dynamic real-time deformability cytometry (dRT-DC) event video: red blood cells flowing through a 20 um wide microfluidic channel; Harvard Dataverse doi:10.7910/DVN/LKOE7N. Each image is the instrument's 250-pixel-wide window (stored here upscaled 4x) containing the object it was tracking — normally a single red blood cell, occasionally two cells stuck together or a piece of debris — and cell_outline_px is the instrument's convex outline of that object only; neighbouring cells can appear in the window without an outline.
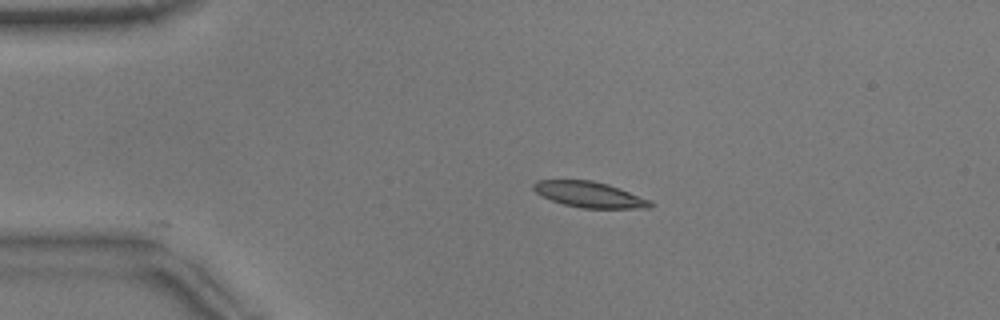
{"species": "common noctule bat (a hibernating species)", "species_latin": "Nyctalus noctula", "temperature_condition": "warm", "stored_images_in_passage": 43, "camera_frame_rate_fps": 3000, "um_per_image_px": 0.085, "animal": {"sex": "male", "body_mass_g": 17.9}, "frame": {"image": 1, "passage_image": 1, "time_ms": 0.0, "image_size_px": [1000, 320], "cell_outline_px": [[656, 204], [652, 208], [580, 208], [564, 204], [552, 200], [536, 192], [532, 188], [532, 184], [536, 180], [592, 180], [608, 184], [620, 188], [648, 200]], "centroid_in_image_um": [50.11, 16.53], "position_along_channel_um": 34.9, "area_um2": 17.46}}
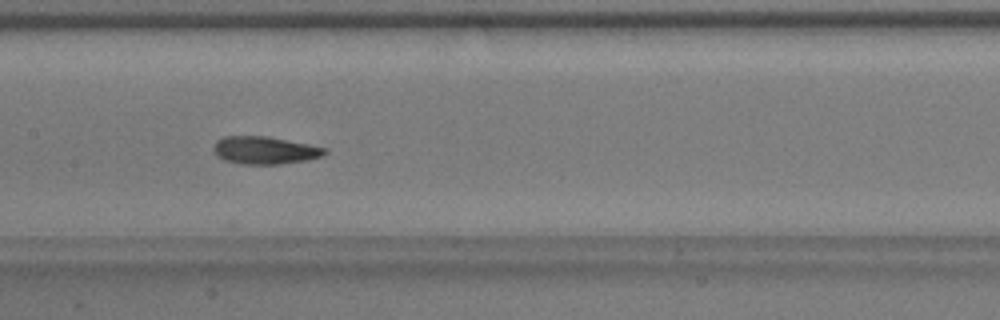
{"frame": {"image": 2, "passage_image": 16, "time_ms": 5.0, "image_size_px": [1000, 320], "cell_outline_px": [[328, 152], [324, 156], [308, 160], [280, 164], [240, 164], [224, 160], [216, 156], [212, 152], [212, 148], [216, 140], [224, 136], [268, 136], [328, 148]], "centroid_in_image_um": [22.5, 12.77], "position_along_channel_um": 184.9, "area_um2": 18.26}}
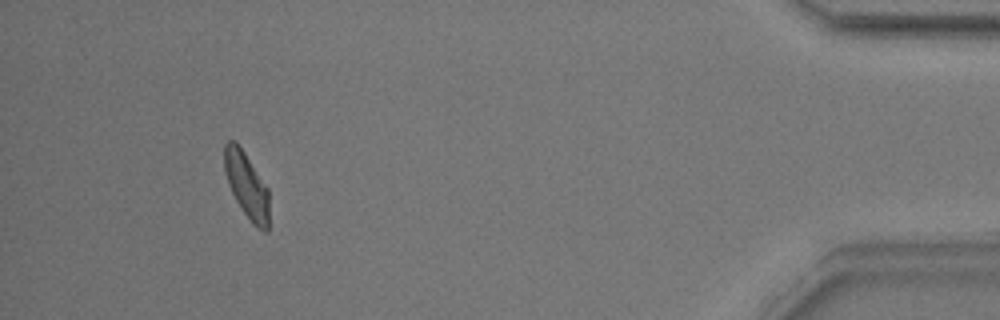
{"frame": {"image": 3, "passage_image": 39, "time_ms": 12.667, "image_size_px": [1000, 320], "cell_outline_px": [[268, 232], [264, 232], [256, 228], [252, 224], [236, 200], [228, 184], [224, 172], [224, 144], [228, 140], [236, 140], [268, 188]], "centroid_in_image_um": [20.95, 15.75], "position_along_channel_um": 414.2, "area_um2": 17.17}, "authors_computed_cell_mechanics": {"area_um2": 17.6868, "velocity_mm_per_s": 3.8142, "shape_relaxation_time_tau1_ms": 3.5395, "shape_relaxation_time_tau2_ms": 2.064, "deformation_change_tau1": 0.1294, "deformation_change_tau2": 0.0735}}